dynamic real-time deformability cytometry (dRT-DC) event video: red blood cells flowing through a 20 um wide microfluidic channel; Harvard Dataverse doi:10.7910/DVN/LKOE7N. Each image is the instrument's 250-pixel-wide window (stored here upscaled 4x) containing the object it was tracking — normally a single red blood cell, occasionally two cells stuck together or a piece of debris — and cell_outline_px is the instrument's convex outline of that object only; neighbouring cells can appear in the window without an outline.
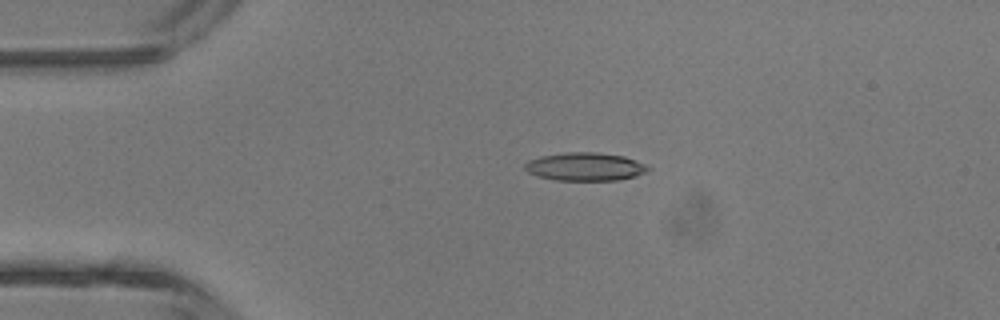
{"species": "common noctule bat (a hibernating species)", "species_latin": "Nyctalus noctula", "temperature_condition": "room temperature", "stored_images_in_passage": 4, "camera_frame_rate_fps": 3000, "um_per_image_px": 0.085, "animal": {"sex": "male", "body_mass_g": 13.3}, "frame": {"image": 1, "passage_image": 3, "time_ms": 2.333, "image_size_px": [1000, 320], "cell_outline_px": [[652, 168], [648, 172], [636, 176], [620, 180], [556, 180], [536, 176], [528, 172], [524, 168], [524, 164], [528, 160], [540, 156], [564, 152], [596, 152], [624, 156], [648, 164]], "centroid_in_image_um": [49.77, 14.16], "position_along_channel_um": 35.2, "area_um2": 20.58}}